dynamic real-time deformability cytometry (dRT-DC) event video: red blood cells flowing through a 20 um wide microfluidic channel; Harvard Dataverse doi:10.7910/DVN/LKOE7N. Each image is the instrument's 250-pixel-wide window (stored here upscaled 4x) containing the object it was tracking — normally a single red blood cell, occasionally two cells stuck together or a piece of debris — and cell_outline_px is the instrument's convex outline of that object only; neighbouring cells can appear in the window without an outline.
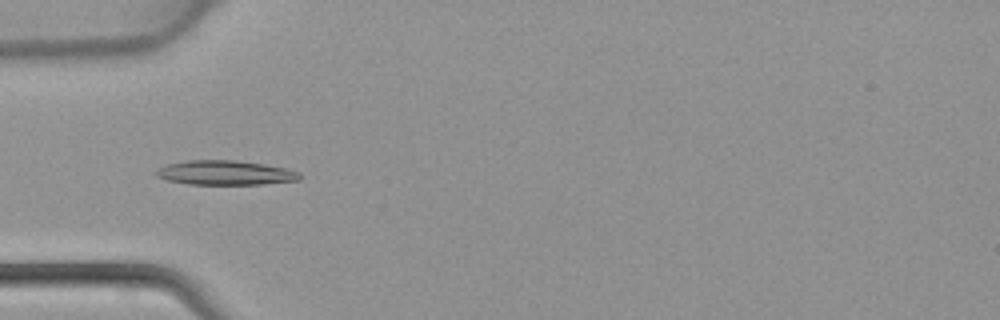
{"species": "common noctule bat (a hibernating species)", "species_latin": "Nyctalus noctula", "temperature_condition": "warm", "stored_images_in_passage": 13, "camera_frame_rate_fps": 3000, "um_per_image_px": 0.085, "animal": {"sex": "female", "body_mass_g": 22.7, "forearm_length_mm": 54.2}, "frame": {"image": 1, "passage_image": 6, "time_ms": 1.667, "image_size_px": [1000, 320], "cell_outline_px": [[304, 176], [300, 180], [264, 184], [188, 184], [168, 180], [156, 176], [156, 168], [168, 164], [184, 160], [236, 160], [264, 164], [288, 168], [300, 172]], "centroid_in_image_um": [19.2, 14.68], "position_along_channel_um": 65.8, "area_um2": 20.69}}
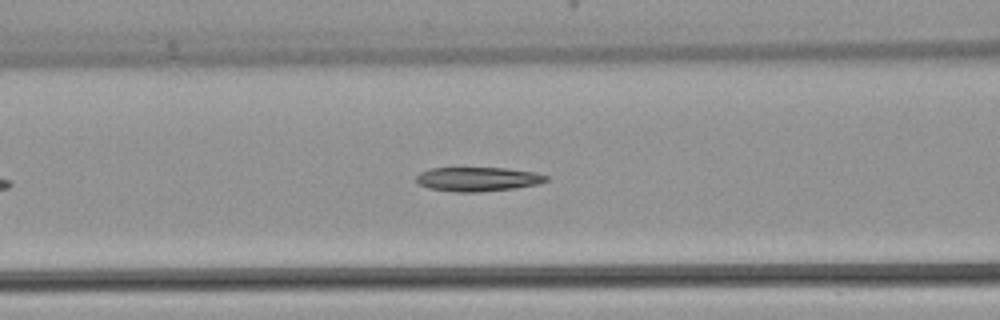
{"frame": {"image": 2, "passage_image": 10, "time_ms": 3.0, "image_size_px": [1000, 320], "cell_outline_px": [[548, 180], [540, 184], [512, 188], [476, 192], [456, 192], [428, 188], [420, 184], [416, 180], [416, 176], [420, 172], [432, 168], [504, 168], [536, 172], [548, 176]], "centroid_in_image_um": [40.62, 15.22], "position_along_channel_um": 126.0, "area_um2": 18.21}}